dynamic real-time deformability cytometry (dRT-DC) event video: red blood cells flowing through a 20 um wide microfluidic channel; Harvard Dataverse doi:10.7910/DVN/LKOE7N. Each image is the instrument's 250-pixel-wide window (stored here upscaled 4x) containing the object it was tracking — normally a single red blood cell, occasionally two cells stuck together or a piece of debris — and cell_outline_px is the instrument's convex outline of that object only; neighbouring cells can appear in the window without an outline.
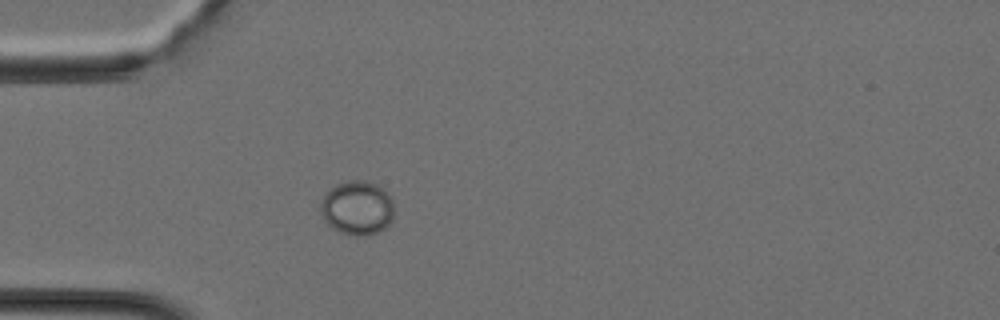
{"species": "Egyptian fruit bat (a non-hibernating species)", "species_latin": "Rousettus aegyptiacus", "temperature_condition": "cold", "stored_images_in_passage": 28, "camera_frame_rate_fps": 3000, "um_per_image_px": 0.085, "animal": {"sex": "female"}, "frame": {"image": 1, "passage_image": 1, "time_ms": 0.0, "image_size_px": [1000, 320], "cell_outline_px": [[392, 220], [380, 232], [368, 236], [356, 236], [340, 232], [328, 224], [324, 220], [320, 212], [320, 204], [324, 196], [336, 184], [348, 180], [368, 180], [384, 188], [388, 192], [392, 200]], "centroid_in_image_um": [30.37, 17.67], "position_along_channel_um": 54.6, "area_um2": 23.35}}
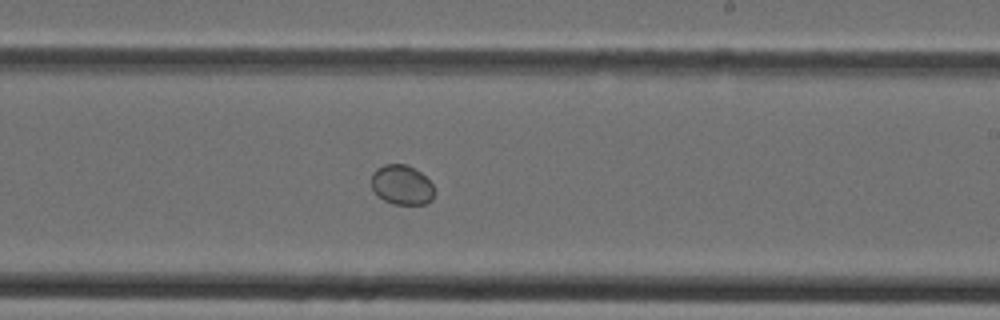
{"frame": {"image": 2, "passage_image": 13, "time_ms": 4.0, "image_size_px": [1000, 320], "cell_outline_px": [[432, 200], [424, 204], [392, 204], [376, 196], [372, 188], [372, 172], [376, 168], [384, 164], [408, 164], [420, 172], [432, 184]], "centroid_in_image_um": [34.1, 15.71], "position_along_channel_um": 254.9, "area_um2": 14.57}}
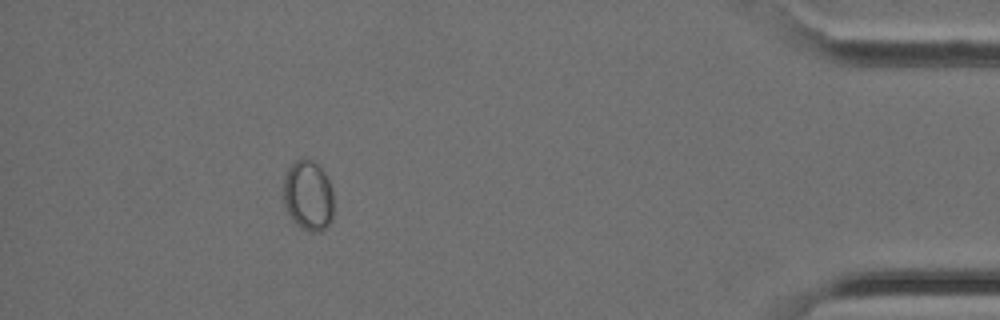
{"frame": {"image": 3, "passage_image": 25, "time_ms": 8.0, "image_size_px": [1000, 320], "cell_outline_px": [[332, 220], [320, 232], [308, 232], [300, 228], [292, 220], [284, 204], [284, 176], [288, 168], [296, 160], [312, 160], [324, 172], [328, 180], [332, 192]], "centroid_in_image_um": [26.18, 16.66], "position_along_channel_um": 409.0, "area_um2": 20.4}}